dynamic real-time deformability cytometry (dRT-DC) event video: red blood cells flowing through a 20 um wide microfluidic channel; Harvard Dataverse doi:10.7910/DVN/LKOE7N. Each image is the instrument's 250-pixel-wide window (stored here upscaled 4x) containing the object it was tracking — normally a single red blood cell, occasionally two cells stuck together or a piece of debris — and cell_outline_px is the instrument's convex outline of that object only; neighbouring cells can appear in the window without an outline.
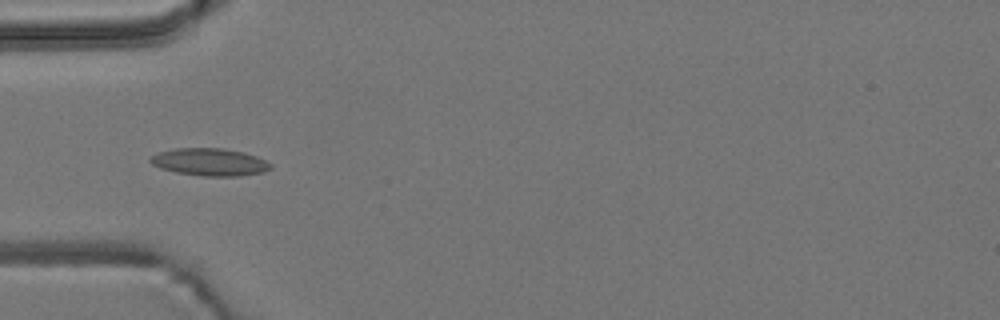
{"species": "common noctule bat (a hibernating species)", "species_latin": "Nyctalus noctula", "temperature_condition": "room temperature", "stored_images_in_passage": 6, "camera_frame_rate_fps": 3000, "um_per_image_px": 0.085, "animal": {"sex": "male", "body_mass_g": 19.2, "forearm_length_mm": 51.8}, "frame": {"image": 1, "passage_image": 5, "time_ms": 4.667, "image_size_px": [1000, 320], "cell_outline_px": [[272, 168], [264, 172], [240, 176], [204, 176], [176, 172], [160, 168], [152, 164], [148, 160], [152, 156], [160, 152], [176, 148], [224, 148], [244, 152], [256, 156], [272, 164]], "centroid_in_image_um": [17.85, 13.77], "position_along_channel_um": 67.1, "area_um2": 19.25}}
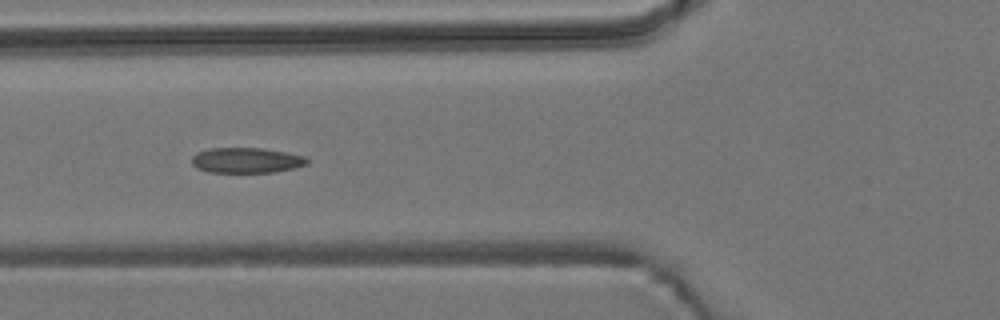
{"frame": {"image": 2, "passage_image": 6, "time_ms": 5.667, "image_size_px": [1000, 320], "cell_outline_px": [[308, 164], [296, 168], [276, 172], [208, 172], [196, 168], [192, 164], [192, 156], [196, 152], [212, 148], [264, 148], [304, 156], [308, 160]], "centroid_in_image_um": [20.94, 13.63], "position_along_channel_um": 104.9, "area_um2": 17.11}}